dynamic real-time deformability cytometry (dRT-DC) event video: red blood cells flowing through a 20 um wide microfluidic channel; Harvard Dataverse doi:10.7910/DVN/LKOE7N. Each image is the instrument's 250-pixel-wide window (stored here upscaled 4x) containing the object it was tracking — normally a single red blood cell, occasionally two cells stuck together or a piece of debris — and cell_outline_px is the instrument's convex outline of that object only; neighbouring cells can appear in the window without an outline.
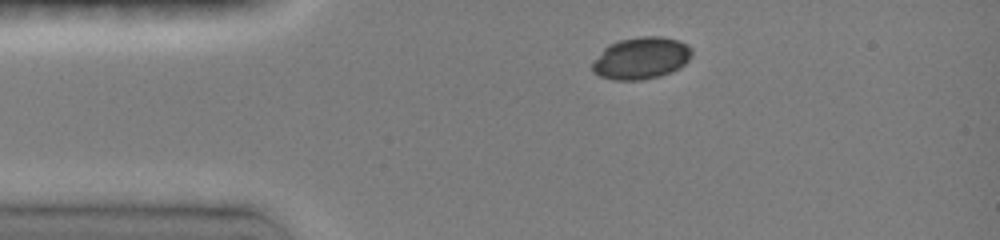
{"species": "common noctule bat (a hibernating species)", "species_latin": "Nyctalus noctula", "temperature_condition": "room temperature", "stored_images_in_passage": 31, "camera_frame_rate_fps": 3000, "um_per_image_px": 0.085, "animal": {"sex": "female", "body_mass_g": 19.0, "forearm_length_mm": 51.5}, "frame": {"image": 1, "passage_image": 1, "time_ms": 0.0, "image_size_px": [1000, 240], "cell_outline_px": [[692, 56], [680, 68], [672, 72], [660, 76], [644, 80], [612, 80], [600, 76], [592, 72], [592, 60], [608, 44], [620, 40], [640, 36], [660, 36], [676, 40], [688, 44], [692, 48]], "centroid_in_image_um": [54.48, 4.95], "position_along_channel_um": 30.5, "area_um2": 24.68}}
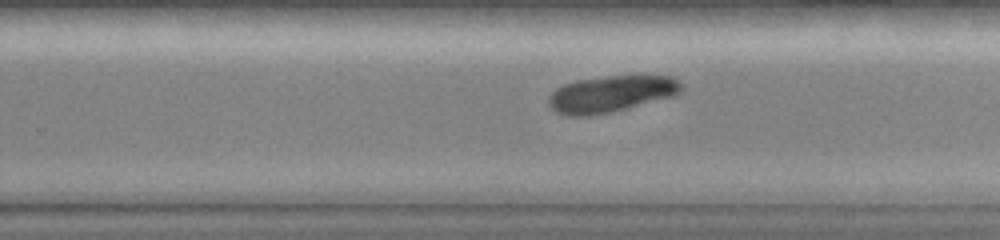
{"frame": {"image": 2, "passage_image": 19, "time_ms": 7.0, "image_size_px": [1000, 240], "cell_outline_px": [[684, 88], [676, 96], [628, 108], [588, 116], [568, 116], [556, 112], [548, 104], [548, 96], [556, 88], [564, 84], [576, 80], [636, 72], [648, 72], [672, 76], [684, 84]], "centroid_in_image_um": [52.06, 7.92], "position_along_channel_um": 277.7, "area_um2": 29.59}}
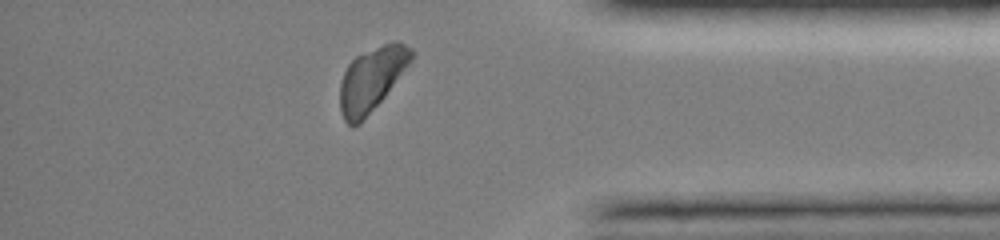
{"frame": {"image": 3, "passage_image": 29, "time_ms": 10.333, "image_size_px": [1000, 240], "cell_outline_px": [[416, 52], [412, 60], [384, 96], [360, 124], [352, 128], [344, 120], [340, 108], [340, 84], [344, 72], [348, 64], [356, 56], [392, 40], [396, 40], [412, 48]], "centroid_in_image_um": [31.59, 6.72], "position_along_channel_um": 403.6, "area_um2": 26.36}, "authors_computed_cell_mechanics": {"area_um2": 28.9, "velocity_mm_per_s": 4.073, "shape_relaxation_time_tau1_ms": 1.4249, "shape_relaxation_time_tau2_ms": null, "deformation_change_tau1": 0.0165, "deformation_change_tau2": null}}